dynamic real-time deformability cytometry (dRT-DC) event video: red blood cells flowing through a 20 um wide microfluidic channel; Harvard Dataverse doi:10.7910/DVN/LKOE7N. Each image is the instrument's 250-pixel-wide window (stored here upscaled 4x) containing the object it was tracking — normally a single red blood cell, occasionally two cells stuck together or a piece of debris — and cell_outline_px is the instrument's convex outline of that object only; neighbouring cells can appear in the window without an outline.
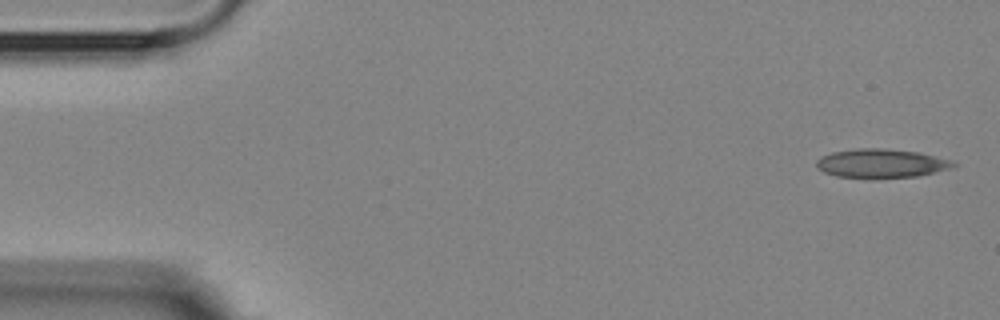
{"species": "Egyptian fruit bat (a non-hibernating species)", "species_latin": "Rousettus aegyptiacus", "temperature_condition": "room temperature", "stored_images_in_passage": 4, "camera_frame_rate_fps": 3000, "um_per_image_px": 0.085, "animal": {"sex": "female"}, "frame": {"image": 1, "passage_image": 1, "time_ms": 0.0, "image_size_px": [1000, 320], "cell_outline_px": [[960, 164], [956, 168], [916, 176], [836, 176], [824, 172], [816, 168], [816, 160], [820, 156], [832, 152], [856, 148], [884, 148], [920, 152], [952, 160]], "centroid_in_image_um": [74.96, 13.85], "position_along_channel_um": 10.0, "area_um2": 22.83}}